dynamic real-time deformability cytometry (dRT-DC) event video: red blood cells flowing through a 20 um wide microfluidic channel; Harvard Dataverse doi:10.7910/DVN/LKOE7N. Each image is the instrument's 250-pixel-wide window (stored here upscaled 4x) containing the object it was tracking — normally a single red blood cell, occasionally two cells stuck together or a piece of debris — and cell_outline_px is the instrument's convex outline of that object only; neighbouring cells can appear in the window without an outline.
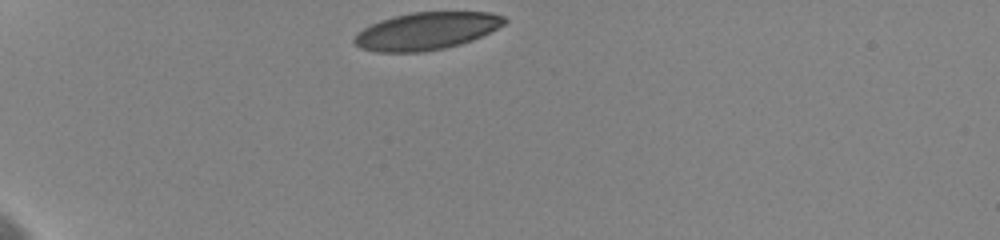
{"species": "human", "species_latin": "Homo sapiens", "temperature_condition": "cold", "stored_images_in_passage": 5, "camera_frame_rate_fps": 3000, "um_per_image_px": 0.085, "donor": {"sex": "female"}, "frame": {"image": 1, "passage_image": 1, "time_ms": 0.0, "image_size_px": [1000, 240], "cell_outline_px": [[508, 20], [504, 24], [472, 40], [460, 44], [444, 48], [420, 52], [376, 52], [360, 48], [352, 40], [356, 32], [380, 20], [392, 16], [412, 12], [492, 12], [504, 16]], "centroid_in_image_um": [36.21, 2.63], "position_along_channel_um": 48.8, "area_um2": 32.71}}